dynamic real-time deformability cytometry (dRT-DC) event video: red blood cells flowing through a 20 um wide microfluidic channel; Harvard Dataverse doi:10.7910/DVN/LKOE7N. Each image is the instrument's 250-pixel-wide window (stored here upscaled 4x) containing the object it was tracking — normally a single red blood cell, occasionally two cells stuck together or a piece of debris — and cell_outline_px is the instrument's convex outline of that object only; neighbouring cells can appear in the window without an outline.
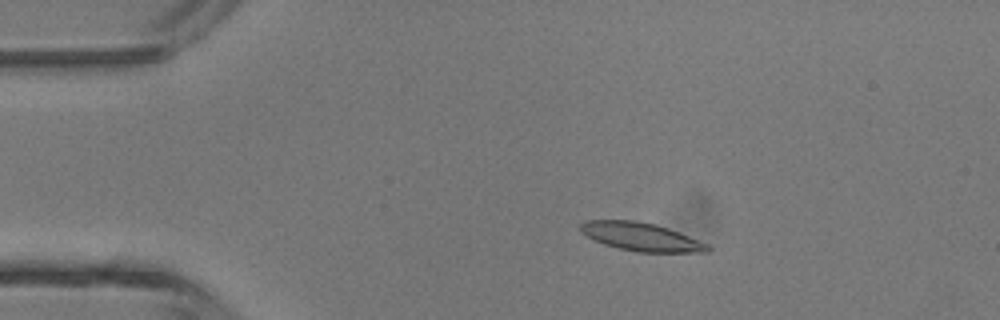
{"species": "common noctule bat (a hibernating species)", "species_latin": "Nyctalus noctula", "temperature_condition": "room temperature", "stored_images_in_passage": 4, "camera_frame_rate_fps": 3000, "um_per_image_px": 0.085, "animal": {"sex": "male", "body_mass_g": 13.3}, "frame": {"image": 1, "passage_image": 2, "time_ms": 1.333, "image_size_px": [1000, 320], "cell_outline_px": [[712, 248], [708, 252], [636, 252], [604, 244], [580, 232], [580, 224], [584, 220], [636, 220], [656, 224], [668, 228], [708, 244]], "centroid_in_image_um": [54.49, 20.12], "position_along_channel_um": 30.5, "area_um2": 20.87}}